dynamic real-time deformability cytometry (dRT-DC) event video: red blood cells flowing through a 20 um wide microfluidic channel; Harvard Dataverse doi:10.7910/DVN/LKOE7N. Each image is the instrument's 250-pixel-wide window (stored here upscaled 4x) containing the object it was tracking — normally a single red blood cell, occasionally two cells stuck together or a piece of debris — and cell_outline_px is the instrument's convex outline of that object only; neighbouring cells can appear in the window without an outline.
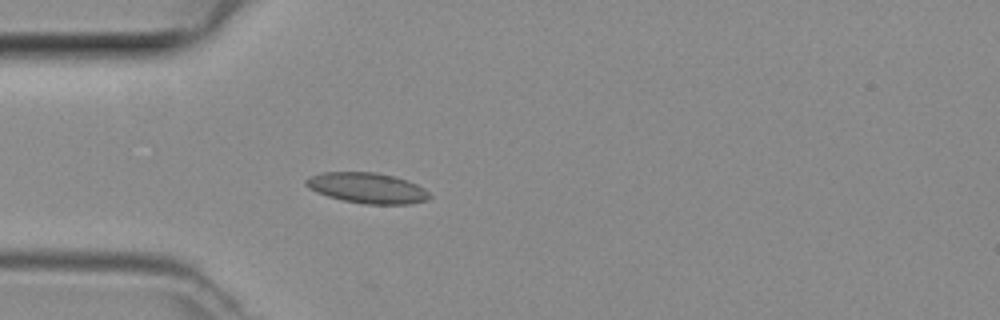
{"species": "common noctule bat (a hibernating species)", "species_latin": "Nyctalus noctula", "temperature_condition": "room temperature", "stored_images_in_passage": 45, "camera_frame_rate_fps": 3000, "um_per_image_px": 0.085, "animal": {"sex": "female", "body_mass_g": 29.2, "forearm_length_mm": 56.3}, "frame": {"image": 1, "passage_image": 11, "time_ms": 3.333, "image_size_px": [1000, 320], "cell_outline_px": [[432, 196], [428, 200], [408, 204], [364, 204], [344, 200], [328, 196], [316, 192], [308, 188], [304, 184], [304, 180], [308, 176], [324, 172], [376, 172], [408, 180], [424, 188]], "centroid_in_image_um": [31.2, 15.97], "position_along_channel_um": 53.8, "area_um2": 22.08}}
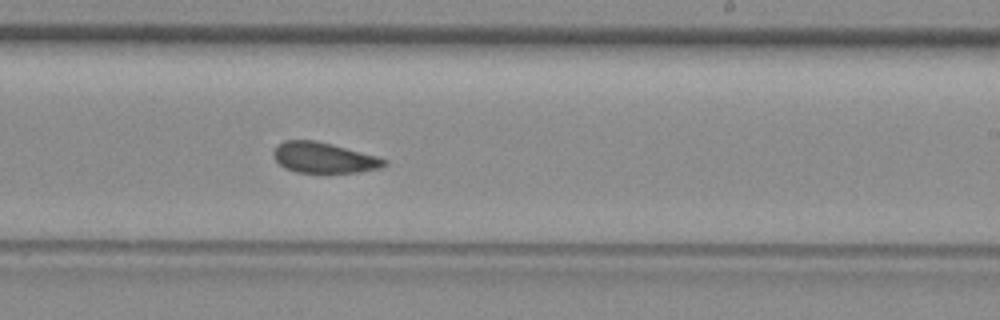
{"frame": {"image": 2, "passage_image": 26, "time_ms": 8.333, "image_size_px": [1000, 320], "cell_outline_px": [[388, 164], [380, 168], [360, 172], [328, 176], [296, 172], [284, 168], [276, 160], [272, 152], [276, 144], [284, 140], [316, 140], [332, 144], [376, 156], [388, 160]], "centroid_in_image_um": [27.52, 13.46], "position_along_channel_um": 261.5, "area_um2": 20.69}}
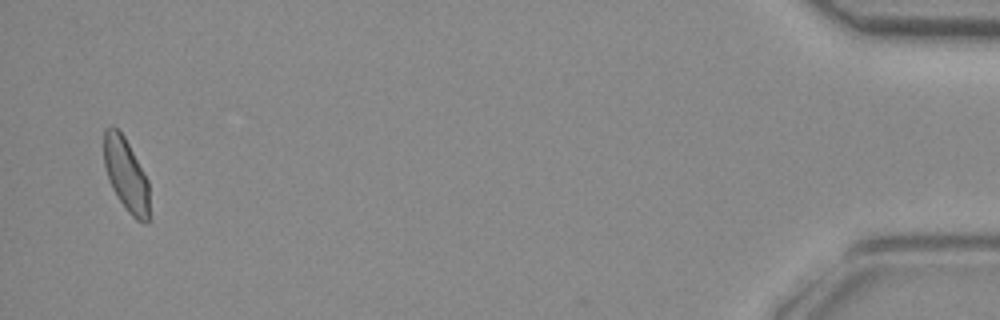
{"frame": {"image": 3, "passage_image": 44, "time_ms": 14.333, "image_size_px": [1000, 320], "cell_outline_px": [[148, 220], [144, 224], [136, 220], [128, 212], [112, 188], [108, 180], [104, 164], [104, 132], [112, 124], [124, 136], [148, 180]], "centroid_in_image_um": [10.7, 14.85], "position_along_channel_um": 424.5, "area_um2": 19.07}}